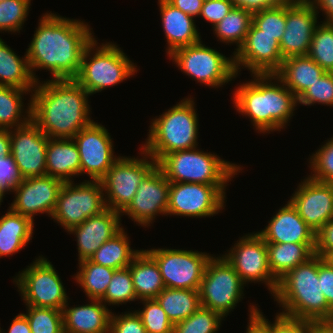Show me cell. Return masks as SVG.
<instances>
[{
  "label": "cell",
  "instance_id": "6da1fadb",
  "mask_svg": "<svg viewBox=\"0 0 333 333\" xmlns=\"http://www.w3.org/2000/svg\"><path fill=\"white\" fill-rule=\"evenodd\" d=\"M93 28L83 20L70 19L46 12L39 19L27 52L33 78L36 70H46L52 80L75 79L83 53L95 38Z\"/></svg>",
  "mask_w": 333,
  "mask_h": 333
},
{
  "label": "cell",
  "instance_id": "7a4b0ae2",
  "mask_svg": "<svg viewBox=\"0 0 333 333\" xmlns=\"http://www.w3.org/2000/svg\"><path fill=\"white\" fill-rule=\"evenodd\" d=\"M89 96L75 79L39 80L30 95L31 120L49 138H73L94 121Z\"/></svg>",
  "mask_w": 333,
  "mask_h": 333
},
{
  "label": "cell",
  "instance_id": "3957f363",
  "mask_svg": "<svg viewBox=\"0 0 333 333\" xmlns=\"http://www.w3.org/2000/svg\"><path fill=\"white\" fill-rule=\"evenodd\" d=\"M251 77L234 89V108L250 118L258 133L281 131L295 115L297 98L275 74H251Z\"/></svg>",
  "mask_w": 333,
  "mask_h": 333
},
{
  "label": "cell",
  "instance_id": "277c9868",
  "mask_svg": "<svg viewBox=\"0 0 333 333\" xmlns=\"http://www.w3.org/2000/svg\"><path fill=\"white\" fill-rule=\"evenodd\" d=\"M282 314L312 322L333 321L318 279V255L299 264L278 280L273 295Z\"/></svg>",
  "mask_w": 333,
  "mask_h": 333
},
{
  "label": "cell",
  "instance_id": "5b68a950",
  "mask_svg": "<svg viewBox=\"0 0 333 333\" xmlns=\"http://www.w3.org/2000/svg\"><path fill=\"white\" fill-rule=\"evenodd\" d=\"M193 97L183 98L150 121L149 134L140 147L158 162L172 152L198 146L199 116Z\"/></svg>",
  "mask_w": 333,
  "mask_h": 333
},
{
  "label": "cell",
  "instance_id": "8992f818",
  "mask_svg": "<svg viewBox=\"0 0 333 333\" xmlns=\"http://www.w3.org/2000/svg\"><path fill=\"white\" fill-rule=\"evenodd\" d=\"M157 166L170 182L207 185H229L231 179L243 170L241 165L198 147L167 154Z\"/></svg>",
  "mask_w": 333,
  "mask_h": 333
},
{
  "label": "cell",
  "instance_id": "52a82bcc",
  "mask_svg": "<svg viewBox=\"0 0 333 333\" xmlns=\"http://www.w3.org/2000/svg\"><path fill=\"white\" fill-rule=\"evenodd\" d=\"M99 44L94 38L87 46L75 78L90 96L118 85L138 72L137 64L117 44Z\"/></svg>",
  "mask_w": 333,
  "mask_h": 333
},
{
  "label": "cell",
  "instance_id": "ba28073f",
  "mask_svg": "<svg viewBox=\"0 0 333 333\" xmlns=\"http://www.w3.org/2000/svg\"><path fill=\"white\" fill-rule=\"evenodd\" d=\"M168 57L181 72L209 88L223 87L238 76L234 55L226 57L216 48L203 44L202 40L179 48Z\"/></svg>",
  "mask_w": 333,
  "mask_h": 333
},
{
  "label": "cell",
  "instance_id": "9c48e42d",
  "mask_svg": "<svg viewBox=\"0 0 333 333\" xmlns=\"http://www.w3.org/2000/svg\"><path fill=\"white\" fill-rule=\"evenodd\" d=\"M29 265L13 278L25 305L62 310L70 298L53 264L40 255Z\"/></svg>",
  "mask_w": 333,
  "mask_h": 333
},
{
  "label": "cell",
  "instance_id": "30bf717a",
  "mask_svg": "<svg viewBox=\"0 0 333 333\" xmlns=\"http://www.w3.org/2000/svg\"><path fill=\"white\" fill-rule=\"evenodd\" d=\"M244 286L246 284L228 261L222 255H213L206 265L198 290L201 307L225 318L243 300Z\"/></svg>",
  "mask_w": 333,
  "mask_h": 333
},
{
  "label": "cell",
  "instance_id": "8fae6325",
  "mask_svg": "<svg viewBox=\"0 0 333 333\" xmlns=\"http://www.w3.org/2000/svg\"><path fill=\"white\" fill-rule=\"evenodd\" d=\"M139 150L141 158L121 156L100 180L107 208L122 213L133 200L141 181L157 165L152 156L142 148Z\"/></svg>",
  "mask_w": 333,
  "mask_h": 333
},
{
  "label": "cell",
  "instance_id": "7c38bea8",
  "mask_svg": "<svg viewBox=\"0 0 333 333\" xmlns=\"http://www.w3.org/2000/svg\"><path fill=\"white\" fill-rule=\"evenodd\" d=\"M103 187L100 181L84 180L64 182L60 188L51 220L66 232L83 223L87 218L106 209Z\"/></svg>",
  "mask_w": 333,
  "mask_h": 333
},
{
  "label": "cell",
  "instance_id": "4fadbf2b",
  "mask_svg": "<svg viewBox=\"0 0 333 333\" xmlns=\"http://www.w3.org/2000/svg\"><path fill=\"white\" fill-rule=\"evenodd\" d=\"M165 288L199 290L206 265L213 255L193 250L151 248Z\"/></svg>",
  "mask_w": 333,
  "mask_h": 333
},
{
  "label": "cell",
  "instance_id": "5bb4252c",
  "mask_svg": "<svg viewBox=\"0 0 333 333\" xmlns=\"http://www.w3.org/2000/svg\"><path fill=\"white\" fill-rule=\"evenodd\" d=\"M227 185L170 182L167 215L205 218L225 209Z\"/></svg>",
  "mask_w": 333,
  "mask_h": 333
},
{
  "label": "cell",
  "instance_id": "9a60e30c",
  "mask_svg": "<svg viewBox=\"0 0 333 333\" xmlns=\"http://www.w3.org/2000/svg\"><path fill=\"white\" fill-rule=\"evenodd\" d=\"M222 256L248 284L264 283L273 296L278 280L273 276L268 265L267 243L256 232L245 234Z\"/></svg>",
  "mask_w": 333,
  "mask_h": 333
},
{
  "label": "cell",
  "instance_id": "2e32d148",
  "mask_svg": "<svg viewBox=\"0 0 333 333\" xmlns=\"http://www.w3.org/2000/svg\"><path fill=\"white\" fill-rule=\"evenodd\" d=\"M113 138L104 125L92 122L74 137L80 156V176L87 174L90 181H100L121 157L114 155Z\"/></svg>",
  "mask_w": 333,
  "mask_h": 333
},
{
  "label": "cell",
  "instance_id": "e0dca14e",
  "mask_svg": "<svg viewBox=\"0 0 333 333\" xmlns=\"http://www.w3.org/2000/svg\"><path fill=\"white\" fill-rule=\"evenodd\" d=\"M170 181L156 165L141 181L128 207L121 213L138 226H151L156 216H167Z\"/></svg>",
  "mask_w": 333,
  "mask_h": 333
},
{
  "label": "cell",
  "instance_id": "ac0fdd59",
  "mask_svg": "<svg viewBox=\"0 0 333 333\" xmlns=\"http://www.w3.org/2000/svg\"><path fill=\"white\" fill-rule=\"evenodd\" d=\"M233 55L237 75L243 67L250 74H275L284 60L280 43L273 36L264 34L253 23L244 43Z\"/></svg>",
  "mask_w": 333,
  "mask_h": 333
},
{
  "label": "cell",
  "instance_id": "d6986e66",
  "mask_svg": "<svg viewBox=\"0 0 333 333\" xmlns=\"http://www.w3.org/2000/svg\"><path fill=\"white\" fill-rule=\"evenodd\" d=\"M10 154L23 179L46 175V149L49 137L30 120L10 130Z\"/></svg>",
  "mask_w": 333,
  "mask_h": 333
},
{
  "label": "cell",
  "instance_id": "ffe728a7",
  "mask_svg": "<svg viewBox=\"0 0 333 333\" xmlns=\"http://www.w3.org/2000/svg\"><path fill=\"white\" fill-rule=\"evenodd\" d=\"M306 224L317 233L333 219V184L305 177L288 200Z\"/></svg>",
  "mask_w": 333,
  "mask_h": 333
},
{
  "label": "cell",
  "instance_id": "44dd1931",
  "mask_svg": "<svg viewBox=\"0 0 333 333\" xmlns=\"http://www.w3.org/2000/svg\"><path fill=\"white\" fill-rule=\"evenodd\" d=\"M63 183L62 180L47 175L23 179L14 189L15 198L8 208L33 221L37 214L46 213L51 217Z\"/></svg>",
  "mask_w": 333,
  "mask_h": 333
},
{
  "label": "cell",
  "instance_id": "7402d4cb",
  "mask_svg": "<svg viewBox=\"0 0 333 333\" xmlns=\"http://www.w3.org/2000/svg\"><path fill=\"white\" fill-rule=\"evenodd\" d=\"M318 17L311 0L286 6V29L280 41L283 59L308 54L314 30L319 24Z\"/></svg>",
  "mask_w": 333,
  "mask_h": 333
},
{
  "label": "cell",
  "instance_id": "603a6c76",
  "mask_svg": "<svg viewBox=\"0 0 333 333\" xmlns=\"http://www.w3.org/2000/svg\"><path fill=\"white\" fill-rule=\"evenodd\" d=\"M121 217V213L106 208L68 231L75 235L77 241L78 262L89 259L104 242L123 228Z\"/></svg>",
  "mask_w": 333,
  "mask_h": 333
},
{
  "label": "cell",
  "instance_id": "cb8c5ba5",
  "mask_svg": "<svg viewBox=\"0 0 333 333\" xmlns=\"http://www.w3.org/2000/svg\"><path fill=\"white\" fill-rule=\"evenodd\" d=\"M257 233L266 243H316V233L289 201Z\"/></svg>",
  "mask_w": 333,
  "mask_h": 333
},
{
  "label": "cell",
  "instance_id": "d4e9b609",
  "mask_svg": "<svg viewBox=\"0 0 333 333\" xmlns=\"http://www.w3.org/2000/svg\"><path fill=\"white\" fill-rule=\"evenodd\" d=\"M162 28L167 39L166 55L169 56L175 50L196 44L201 41L194 17L185 14L174 7L167 0H158ZM197 27V28H196Z\"/></svg>",
  "mask_w": 333,
  "mask_h": 333
},
{
  "label": "cell",
  "instance_id": "484cf974",
  "mask_svg": "<svg viewBox=\"0 0 333 333\" xmlns=\"http://www.w3.org/2000/svg\"><path fill=\"white\" fill-rule=\"evenodd\" d=\"M68 303L62 309L64 333H109L112 311L100 299L73 307Z\"/></svg>",
  "mask_w": 333,
  "mask_h": 333
},
{
  "label": "cell",
  "instance_id": "4316f807",
  "mask_svg": "<svg viewBox=\"0 0 333 333\" xmlns=\"http://www.w3.org/2000/svg\"><path fill=\"white\" fill-rule=\"evenodd\" d=\"M80 156L73 138H49L46 149V175L63 182L80 175Z\"/></svg>",
  "mask_w": 333,
  "mask_h": 333
},
{
  "label": "cell",
  "instance_id": "83f0119b",
  "mask_svg": "<svg viewBox=\"0 0 333 333\" xmlns=\"http://www.w3.org/2000/svg\"><path fill=\"white\" fill-rule=\"evenodd\" d=\"M326 71L308 55L291 56L283 63L275 75L298 99Z\"/></svg>",
  "mask_w": 333,
  "mask_h": 333
},
{
  "label": "cell",
  "instance_id": "f1b7e54d",
  "mask_svg": "<svg viewBox=\"0 0 333 333\" xmlns=\"http://www.w3.org/2000/svg\"><path fill=\"white\" fill-rule=\"evenodd\" d=\"M34 221L10 208L0 217V258L13 256L28 245L34 234Z\"/></svg>",
  "mask_w": 333,
  "mask_h": 333
},
{
  "label": "cell",
  "instance_id": "f546056e",
  "mask_svg": "<svg viewBox=\"0 0 333 333\" xmlns=\"http://www.w3.org/2000/svg\"><path fill=\"white\" fill-rule=\"evenodd\" d=\"M138 300L155 299L165 288L156 260L142 249L128 266Z\"/></svg>",
  "mask_w": 333,
  "mask_h": 333
},
{
  "label": "cell",
  "instance_id": "4dcf8cb0",
  "mask_svg": "<svg viewBox=\"0 0 333 333\" xmlns=\"http://www.w3.org/2000/svg\"><path fill=\"white\" fill-rule=\"evenodd\" d=\"M316 243H267L268 265L279 280L288 271L315 255Z\"/></svg>",
  "mask_w": 333,
  "mask_h": 333
},
{
  "label": "cell",
  "instance_id": "1f68e13d",
  "mask_svg": "<svg viewBox=\"0 0 333 333\" xmlns=\"http://www.w3.org/2000/svg\"><path fill=\"white\" fill-rule=\"evenodd\" d=\"M36 83L30 71L27 52L21 58L0 37V85L17 87L32 93Z\"/></svg>",
  "mask_w": 333,
  "mask_h": 333
},
{
  "label": "cell",
  "instance_id": "d6a6232c",
  "mask_svg": "<svg viewBox=\"0 0 333 333\" xmlns=\"http://www.w3.org/2000/svg\"><path fill=\"white\" fill-rule=\"evenodd\" d=\"M28 93L31 95L25 89L0 85V129L22 127L31 120V100H28L27 109L23 108V96Z\"/></svg>",
  "mask_w": 333,
  "mask_h": 333
},
{
  "label": "cell",
  "instance_id": "836d02e7",
  "mask_svg": "<svg viewBox=\"0 0 333 333\" xmlns=\"http://www.w3.org/2000/svg\"><path fill=\"white\" fill-rule=\"evenodd\" d=\"M130 239L124 227L111 239L104 242L89 258L92 262L114 270L128 267L141 251L130 247Z\"/></svg>",
  "mask_w": 333,
  "mask_h": 333
},
{
  "label": "cell",
  "instance_id": "e575fe53",
  "mask_svg": "<svg viewBox=\"0 0 333 333\" xmlns=\"http://www.w3.org/2000/svg\"><path fill=\"white\" fill-rule=\"evenodd\" d=\"M155 299L173 324L187 319L201 307L198 290L164 288Z\"/></svg>",
  "mask_w": 333,
  "mask_h": 333
},
{
  "label": "cell",
  "instance_id": "d590c367",
  "mask_svg": "<svg viewBox=\"0 0 333 333\" xmlns=\"http://www.w3.org/2000/svg\"><path fill=\"white\" fill-rule=\"evenodd\" d=\"M79 268L72 278L83 289L89 299H101L108 288V285L114 274V269L105 267L85 259L78 262Z\"/></svg>",
  "mask_w": 333,
  "mask_h": 333
},
{
  "label": "cell",
  "instance_id": "8d00e7d4",
  "mask_svg": "<svg viewBox=\"0 0 333 333\" xmlns=\"http://www.w3.org/2000/svg\"><path fill=\"white\" fill-rule=\"evenodd\" d=\"M252 23V14L241 8L233 7L230 12L213 27L214 36L220 42L228 44H235L234 54L242 46Z\"/></svg>",
  "mask_w": 333,
  "mask_h": 333
},
{
  "label": "cell",
  "instance_id": "74e56055",
  "mask_svg": "<svg viewBox=\"0 0 333 333\" xmlns=\"http://www.w3.org/2000/svg\"><path fill=\"white\" fill-rule=\"evenodd\" d=\"M321 23L314 30L307 55L326 72H333V23Z\"/></svg>",
  "mask_w": 333,
  "mask_h": 333
},
{
  "label": "cell",
  "instance_id": "f35d334b",
  "mask_svg": "<svg viewBox=\"0 0 333 333\" xmlns=\"http://www.w3.org/2000/svg\"><path fill=\"white\" fill-rule=\"evenodd\" d=\"M106 306L122 305L131 301H139L133 286L130 268L114 271L105 295L100 299Z\"/></svg>",
  "mask_w": 333,
  "mask_h": 333
},
{
  "label": "cell",
  "instance_id": "ab89813d",
  "mask_svg": "<svg viewBox=\"0 0 333 333\" xmlns=\"http://www.w3.org/2000/svg\"><path fill=\"white\" fill-rule=\"evenodd\" d=\"M224 318L217 312L200 307L187 319L173 326V333H217Z\"/></svg>",
  "mask_w": 333,
  "mask_h": 333
},
{
  "label": "cell",
  "instance_id": "60d3db41",
  "mask_svg": "<svg viewBox=\"0 0 333 333\" xmlns=\"http://www.w3.org/2000/svg\"><path fill=\"white\" fill-rule=\"evenodd\" d=\"M23 313L30 325L31 333H64L62 310L26 306Z\"/></svg>",
  "mask_w": 333,
  "mask_h": 333
},
{
  "label": "cell",
  "instance_id": "b9f144b4",
  "mask_svg": "<svg viewBox=\"0 0 333 333\" xmlns=\"http://www.w3.org/2000/svg\"><path fill=\"white\" fill-rule=\"evenodd\" d=\"M31 0H4L0 2V32L20 33L29 15Z\"/></svg>",
  "mask_w": 333,
  "mask_h": 333
},
{
  "label": "cell",
  "instance_id": "7bdbcfd3",
  "mask_svg": "<svg viewBox=\"0 0 333 333\" xmlns=\"http://www.w3.org/2000/svg\"><path fill=\"white\" fill-rule=\"evenodd\" d=\"M143 309L135 310L140 316L146 333H173L174 324L156 299H143Z\"/></svg>",
  "mask_w": 333,
  "mask_h": 333
},
{
  "label": "cell",
  "instance_id": "ee69618b",
  "mask_svg": "<svg viewBox=\"0 0 333 333\" xmlns=\"http://www.w3.org/2000/svg\"><path fill=\"white\" fill-rule=\"evenodd\" d=\"M327 141V142H326ZM309 158L311 179L333 184V137L326 140Z\"/></svg>",
  "mask_w": 333,
  "mask_h": 333
},
{
  "label": "cell",
  "instance_id": "f6af8a7d",
  "mask_svg": "<svg viewBox=\"0 0 333 333\" xmlns=\"http://www.w3.org/2000/svg\"><path fill=\"white\" fill-rule=\"evenodd\" d=\"M252 23L264 34L273 36L280 43L286 29V6L272 7L254 13Z\"/></svg>",
  "mask_w": 333,
  "mask_h": 333
},
{
  "label": "cell",
  "instance_id": "bcb514c9",
  "mask_svg": "<svg viewBox=\"0 0 333 333\" xmlns=\"http://www.w3.org/2000/svg\"><path fill=\"white\" fill-rule=\"evenodd\" d=\"M298 105L333 107V72H326L297 99Z\"/></svg>",
  "mask_w": 333,
  "mask_h": 333
},
{
  "label": "cell",
  "instance_id": "7dc6e473",
  "mask_svg": "<svg viewBox=\"0 0 333 333\" xmlns=\"http://www.w3.org/2000/svg\"><path fill=\"white\" fill-rule=\"evenodd\" d=\"M109 333H146L140 316L135 310L122 312L120 315L111 313Z\"/></svg>",
  "mask_w": 333,
  "mask_h": 333
},
{
  "label": "cell",
  "instance_id": "c3c4849f",
  "mask_svg": "<svg viewBox=\"0 0 333 333\" xmlns=\"http://www.w3.org/2000/svg\"><path fill=\"white\" fill-rule=\"evenodd\" d=\"M23 180L11 154L0 156V186L8 194Z\"/></svg>",
  "mask_w": 333,
  "mask_h": 333
},
{
  "label": "cell",
  "instance_id": "681fc988",
  "mask_svg": "<svg viewBox=\"0 0 333 333\" xmlns=\"http://www.w3.org/2000/svg\"><path fill=\"white\" fill-rule=\"evenodd\" d=\"M232 8L233 5L230 0H205L199 17L211 23L213 28Z\"/></svg>",
  "mask_w": 333,
  "mask_h": 333
},
{
  "label": "cell",
  "instance_id": "f907efd6",
  "mask_svg": "<svg viewBox=\"0 0 333 333\" xmlns=\"http://www.w3.org/2000/svg\"><path fill=\"white\" fill-rule=\"evenodd\" d=\"M274 333H308V320L278 313L274 320Z\"/></svg>",
  "mask_w": 333,
  "mask_h": 333
},
{
  "label": "cell",
  "instance_id": "816d5d0a",
  "mask_svg": "<svg viewBox=\"0 0 333 333\" xmlns=\"http://www.w3.org/2000/svg\"><path fill=\"white\" fill-rule=\"evenodd\" d=\"M318 279L324 297L333 310V267L321 256H318Z\"/></svg>",
  "mask_w": 333,
  "mask_h": 333
},
{
  "label": "cell",
  "instance_id": "f5cc1de1",
  "mask_svg": "<svg viewBox=\"0 0 333 333\" xmlns=\"http://www.w3.org/2000/svg\"><path fill=\"white\" fill-rule=\"evenodd\" d=\"M256 305L250 303L249 306V321L246 333H274V322H270L264 315L262 310Z\"/></svg>",
  "mask_w": 333,
  "mask_h": 333
},
{
  "label": "cell",
  "instance_id": "db71d44e",
  "mask_svg": "<svg viewBox=\"0 0 333 333\" xmlns=\"http://www.w3.org/2000/svg\"><path fill=\"white\" fill-rule=\"evenodd\" d=\"M333 251V219L316 233L315 254L325 259Z\"/></svg>",
  "mask_w": 333,
  "mask_h": 333
},
{
  "label": "cell",
  "instance_id": "11a10c76",
  "mask_svg": "<svg viewBox=\"0 0 333 333\" xmlns=\"http://www.w3.org/2000/svg\"><path fill=\"white\" fill-rule=\"evenodd\" d=\"M233 7L241 8L251 14L264 9L280 6L275 0H230Z\"/></svg>",
  "mask_w": 333,
  "mask_h": 333
},
{
  "label": "cell",
  "instance_id": "9f6ffc18",
  "mask_svg": "<svg viewBox=\"0 0 333 333\" xmlns=\"http://www.w3.org/2000/svg\"><path fill=\"white\" fill-rule=\"evenodd\" d=\"M174 7L192 17L200 16L204 0H167Z\"/></svg>",
  "mask_w": 333,
  "mask_h": 333
},
{
  "label": "cell",
  "instance_id": "6f0895ef",
  "mask_svg": "<svg viewBox=\"0 0 333 333\" xmlns=\"http://www.w3.org/2000/svg\"><path fill=\"white\" fill-rule=\"evenodd\" d=\"M2 333H31V328L26 316L19 313L12 320L8 331Z\"/></svg>",
  "mask_w": 333,
  "mask_h": 333
},
{
  "label": "cell",
  "instance_id": "680465c9",
  "mask_svg": "<svg viewBox=\"0 0 333 333\" xmlns=\"http://www.w3.org/2000/svg\"><path fill=\"white\" fill-rule=\"evenodd\" d=\"M311 1L314 3L318 15L320 11L324 14L325 17L324 22L333 23V0H311Z\"/></svg>",
  "mask_w": 333,
  "mask_h": 333
},
{
  "label": "cell",
  "instance_id": "91938a15",
  "mask_svg": "<svg viewBox=\"0 0 333 333\" xmlns=\"http://www.w3.org/2000/svg\"><path fill=\"white\" fill-rule=\"evenodd\" d=\"M308 333H333V321H308Z\"/></svg>",
  "mask_w": 333,
  "mask_h": 333
},
{
  "label": "cell",
  "instance_id": "94428289",
  "mask_svg": "<svg viewBox=\"0 0 333 333\" xmlns=\"http://www.w3.org/2000/svg\"><path fill=\"white\" fill-rule=\"evenodd\" d=\"M10 145V130L0 129V156H6L10 154Z\"/></svg>",
  "mask_w": 333,
  "mask_h": 333
},
{
  "label": "cell",
  "instance_id": "6125c7cd",
  "mask_svg": "<svg viewBox=\"0 0 333 333\" xmlns=\"http://www.w3.org/2000/svg\"><path fill=\"white\" fill-rule=\"evenodd\" d=\"M280 6H291L302 3L304 0H275Z\"/></svg>",
  "mask_w": 333,
  "mask_h": 333
},
{
  "label": "cell",
  "instance_id": "be15d7a7",
  "mask_svg": "<svg viewBox=\"0 0 333 333\" xmlns=\"http://www.w3.org/2000/svg\"><path fill=\"white\" fill-rule=\"evenodd\" d=\"M333 267V251L324 259Z\"/></svg>",
  "mask_w": 333,
  "mask_h": 333
},
{
  "label": "cell",
  "instance_id": "e7e4bbea",
  "mask_svg": "<svg viewBox=\"0 0 333 333\" xmlns=\"http://www.w3.org/2000/svg\"><path fill=\"white\" fill-rule=\"evenodd\" d=\"M5 194H7L0 186V206H1V203L3 202V199L5 198Z\"/></svg>",
  "mask_w": 333,
  "mask_h": 333
}]
</instances>
